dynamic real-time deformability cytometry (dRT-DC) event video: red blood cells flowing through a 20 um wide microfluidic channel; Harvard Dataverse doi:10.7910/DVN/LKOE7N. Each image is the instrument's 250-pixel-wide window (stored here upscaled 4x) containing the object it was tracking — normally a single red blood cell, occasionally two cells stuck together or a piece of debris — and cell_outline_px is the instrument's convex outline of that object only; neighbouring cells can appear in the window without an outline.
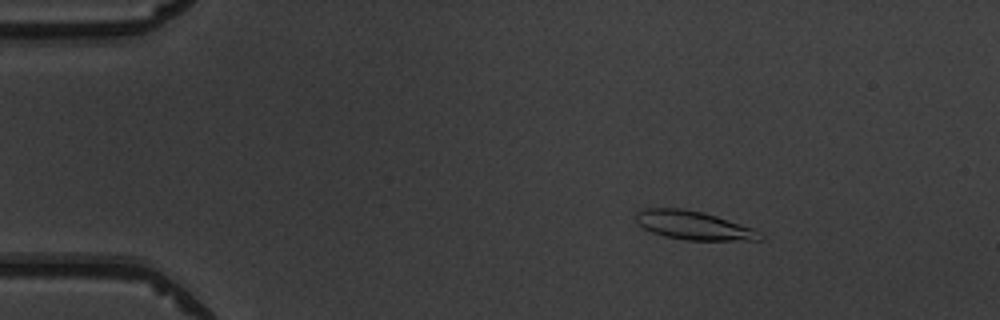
{"species": "common noctule bat (a hibernating species)", "species_latin": "Nyctalus noctula", "temperature_condition": "warm", "stored_images_in_passage": 52, "camera_frame_rate_fps": 3000, "um_per_image_px": 0.085, "animal": {"sex": "male", "body_mass_g": 19.5, "forearm_length_mm": 54.6}, "frame": {"image": 1, "passage_image": 9, "time_ms": 2.667, "image_size_px": [1000, 320], "cell_outline_px": [[764, 236], [760, 240], [688, 240], [664, 236], [652, 232], [636, 224], [636, 212], [640, 208], [680, 208], [704, 212], [764, 232]], "centroid_in_image_um": [58.94, 19.15], "position_along_channel_um": 26.1, "area_um2": 20.81}}
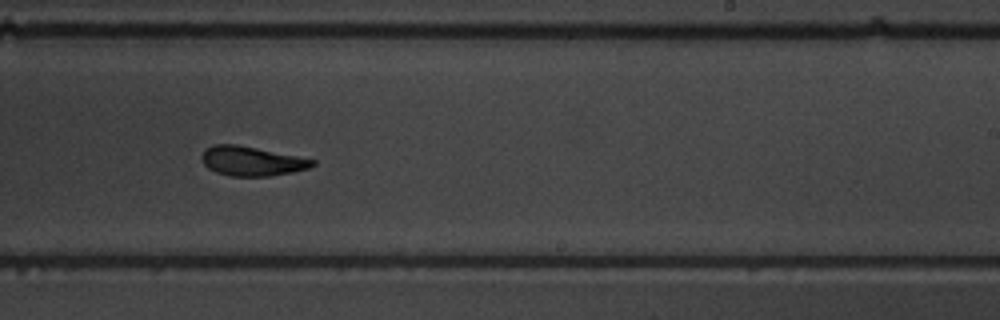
{"frame": {"image": 2, "passage_image": 33, "time_ms": 10.667, "image_size_px": [1000, 320], "cell_outline_px": [[316, 164], [308, 168], [292, 172], [268, 176], [228, 176], [216, 172], [208, 168], [204, 164], [200, 156], [204, 148], [212, 144], [236, 144], [316, 160]], "centroid_in_image_um": [21.34, 13.69], "position_along_channel_um": 267.7, "area_um2": 18.96}}
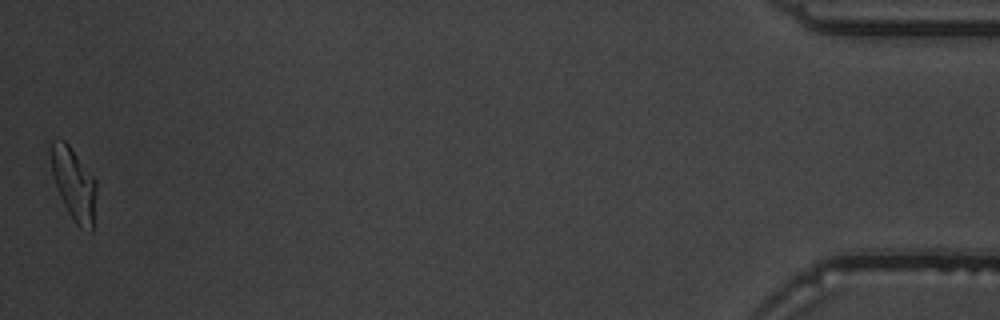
{"frame": {"image": 3, "passage_image": 52, "time_ms": 17.0, "image_size_px": [1000, 320], "cell_outline_px": [[96, 188], [92, 232], [80, 228], [76, 224], [68, 212], [60, 196], [52, 172], [52, 140], [64, 140], [68, 144], [96, 180]], "centroid_in_image_um": [6.3, 15.67], "position_along_channel_um": 428.9, "area_um2": 18.55}, "authors_computed_cell_mechanics": {"area_um2": 19.363, "velocity_mm_per_s": 3.9637, "shape_relaxation_time_tau1_ms": 4.9252, "shape_relaxation_time_tau2_ms": 1.1901, "deformation_change_tau1": 0.1886, "deformation_change_tau2": 0.076}}